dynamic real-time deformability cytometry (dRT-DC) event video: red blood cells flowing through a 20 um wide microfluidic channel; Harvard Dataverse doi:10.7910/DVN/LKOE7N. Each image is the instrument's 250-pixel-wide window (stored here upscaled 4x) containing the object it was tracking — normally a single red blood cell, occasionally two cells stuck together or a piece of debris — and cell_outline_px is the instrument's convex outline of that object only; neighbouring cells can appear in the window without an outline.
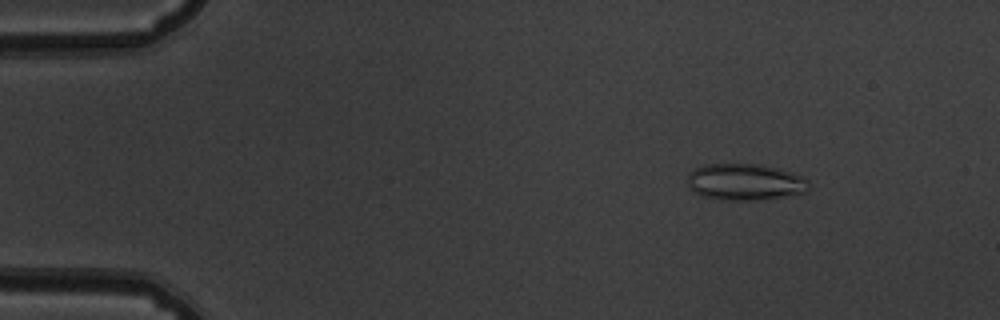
{"species": "common noctule bat (a hibernating species)", "species_latin": "Nyctalus noctula", "temperature_condition": "warm", "stored_images_in_passage": 52, "camera_frame_rate_fps": 3000, "um_per_image_px": 0.085, "animal": {"sex": "male", "body_mass_g": 19.5, "forearm_length_mm": 54.6}, "frame": {"image": 1, "passage_image": 7, "time_ms": 2.0, "image_size_px": [1000, 320], "cell_outline_px": [[808, 188], [804, 192], [764, 200], [720, 200], [700, 196], [688, 184], [688, 176], [696, 168], [704, 164], [756, 164], [776, 168], [800, 176], [808, 180]], "centroid_in_image_um": [63.3, 15.48], "position_along_channel_um": 21.7, "area_um2": 25.55}}
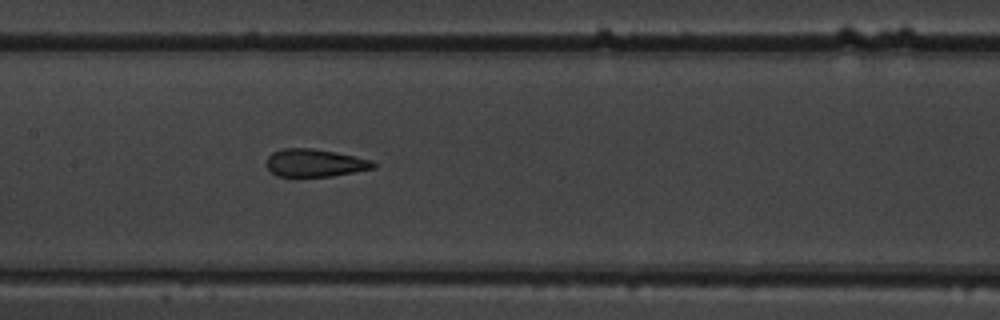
{"frame": {"image": 2, "passage_image": 26, "time_ms": 8.333, "image_size_px": [1000, 320], "cell_outline_px": [[376, 168], [332, 176], [276, 176], [264, 164], [268, 156], [272, 152], [284, 148], [312, 148], [336, 152], [372, 160], [376, 164]], "centroid_in_image_um": [26.75, 13.84], "position_along_channel_um": 180.7, "area_um2": 17.34}}
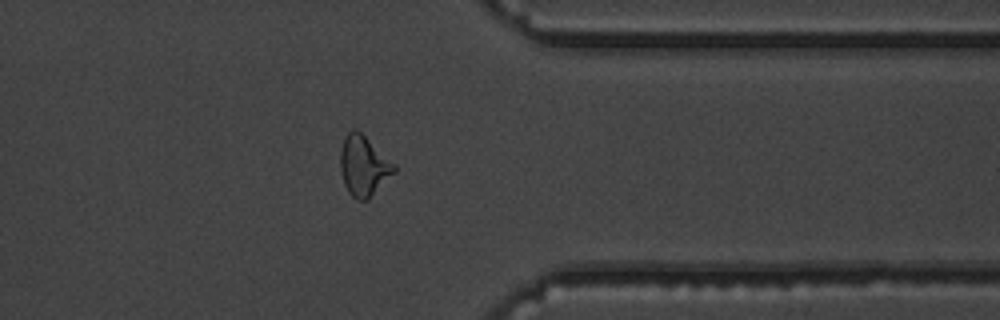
{"frame": {"image": 3, "passage_image": 42, "time_ms": 13.667, "image_size_px": [1000, 320], "cell_outline_px": [[396, 172], [368, 200], [356, 200], [348, 192], [344, 184], [340, 168], [340, 152], [344, 136], [352, 128], [356, 128], [396, 164]], "centroid_in_image_um": [30.92, 14.1], "position_along_channel_um": 380.5, "area_um2": 19.13}, "authors_computed_cell_mechanics": {"area_um2": 19.2185, "velocity_mm_per_s": 3.8906, "shape_relaxation_time_tau1_ms": null, "shape_relaxation_time_tau2_ms": 1.8119, "deformation_change_tau1": null, "deformation_change_tau2": 0.1127}}